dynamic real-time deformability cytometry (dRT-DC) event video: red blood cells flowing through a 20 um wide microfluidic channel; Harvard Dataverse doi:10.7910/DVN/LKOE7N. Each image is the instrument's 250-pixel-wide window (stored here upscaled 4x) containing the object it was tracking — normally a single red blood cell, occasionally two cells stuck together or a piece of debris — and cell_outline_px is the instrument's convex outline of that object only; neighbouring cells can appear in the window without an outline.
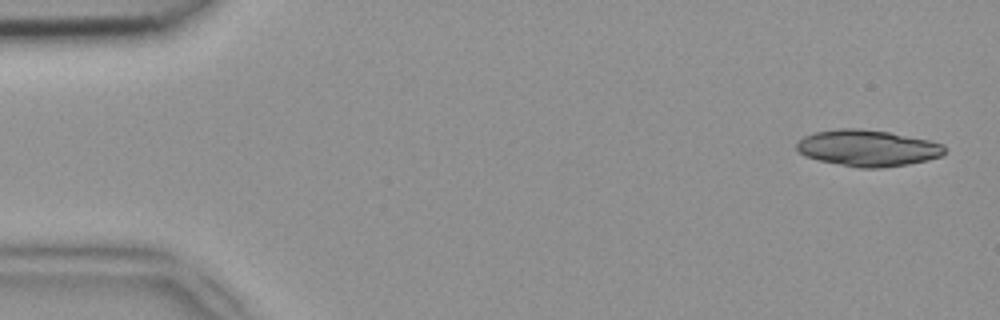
{"species": "common noctule bat (a hibernating species)", "species_latin": "Nyctalus noctula", "temperature_condition": "room temperature", "stored_images_in_passage": 48, "segment_of_instrument_passage": [1, 2], "camera_frame_rate_fps": 3000, "um_per_image_px": 0.085, "animal": {"sex": "female", "body_mass_g": 18.4}, "frame": {"image": 1, "passage_image": 2, "time_ms": 0.333, "image_size_px": [1000, 320], "cell_outline_px": [[944, 152], [940, 156], [928, 160], [908, 164], [880, 168], [860, 168], [820, 160], [804, 156], [796, 148], [796, 144], [804, 136], [816, 132], [840, 128], [856, 128], [888, 132], [928, 140], [944, 144]], "centroid_in_image_um": [73.75, 12.59], "position_along_channel_um": 11.3, "area_um2": 31.04}}